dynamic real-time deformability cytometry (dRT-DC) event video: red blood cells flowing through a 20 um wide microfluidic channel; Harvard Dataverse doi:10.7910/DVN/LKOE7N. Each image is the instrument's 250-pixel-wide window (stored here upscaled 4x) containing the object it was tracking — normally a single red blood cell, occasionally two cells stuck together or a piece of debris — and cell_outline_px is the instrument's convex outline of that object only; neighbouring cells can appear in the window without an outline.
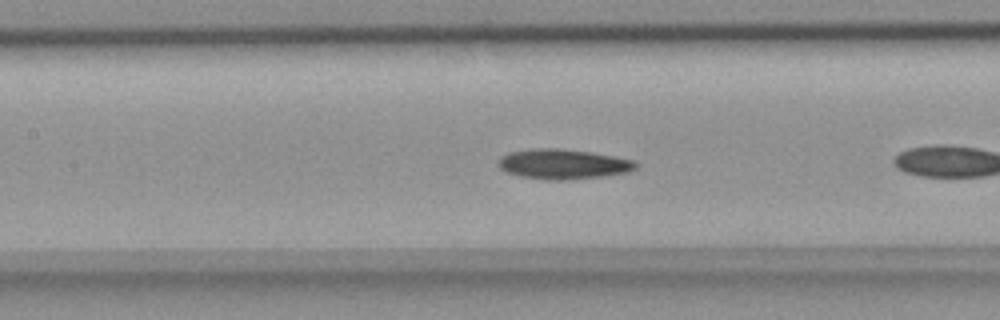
{"species": "common noctule bat (a hibernating species)", "species_latin": "Nyctalus noctula", "temperature_condition": "room temperature", "stored_images_in_passage": 28, "camera_frame_rate_fps": 3000, "um_per_image_px": 0.085, "animal": {"sex": "female", "body_mass_g": 18.4}, "frame": {"image": 1, "passage_image": 9, "time_ms": 2.667, "image_size_px": [1000, 320], "cell_outline_px": [[640, 164], [636, 168], [628, 172], [604, 176], [564, 180], [544, 180], [520, 176], [504, 172], [496, 164], [496, 160], [500, 156], [508, 152], [532, 148], [556, 148], [592, 152], [636, 160]], "centroid_in_image_um": [47.83, 13.94], "position_along_channel_um": 159.6, "area_um2": 24.51}}